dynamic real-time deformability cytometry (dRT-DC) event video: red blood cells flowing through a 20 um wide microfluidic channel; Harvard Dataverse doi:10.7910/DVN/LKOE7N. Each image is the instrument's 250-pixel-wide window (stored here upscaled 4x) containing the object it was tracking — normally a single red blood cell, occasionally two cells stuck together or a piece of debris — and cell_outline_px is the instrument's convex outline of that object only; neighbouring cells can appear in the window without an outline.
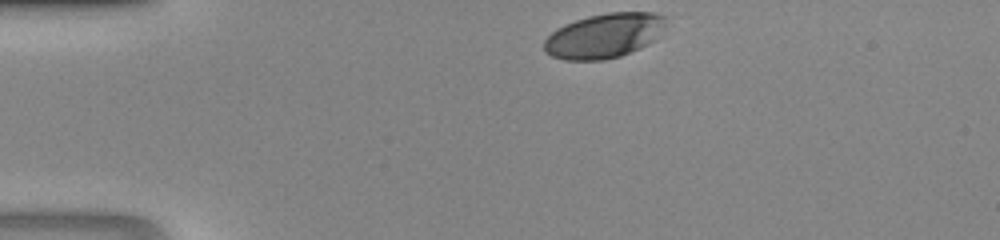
{"species": "human", "species_latin": "Homo sapiens", "temperature_condition": "room temperature", "stored_images_in_passage": 28, "camera_frame_rate_fps": 3000, "um_per_image_px": 0.085, "donor": {"sex": "male"}, "frame": {"image": 1, "passage_image": 1, "time_ms": 0.0, "image_size_px": [1000, 240], "cell_outline_px": [[668, 24], [656, 40], [640, 48], [620, 56], [604, 60], [564, 60], [552, 56], [544, 52], [544, 40], [556, 28], [564, 24], [588, 16], [608, 12], [652, 12], [668, 16]], "centroid_in_image_um": [51.41, 3.02], "position_along_channel_um": 33.6, "area_um2": 32.19}}
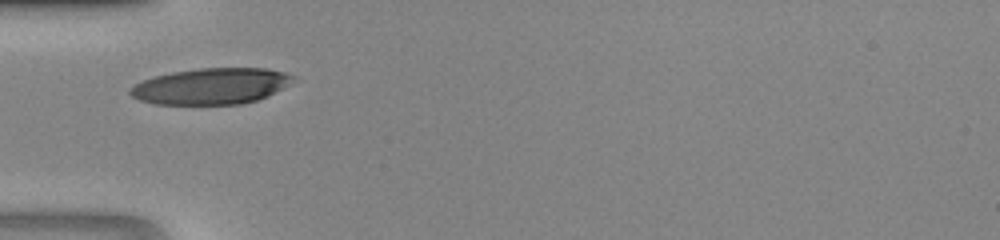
{"frame": {"image": 2, "passage_image": 7, "time_ms": 2.0, "image_size_px": [1000, 240], "cell_outline_px": [[296, 80], [268, 96], [256, 100], [240, 104], [152, 104], [140, 100], [132, 96], [128, 92], [128, 88], [144, 80], [156, 76], [172, 72], [200, 68], [264, 68], [284, 72], [292, 76]], "centroid_in_image_um": [17.93, 7.33], "position_along_channel_um": 67.1, "area_um2": 34.16}}
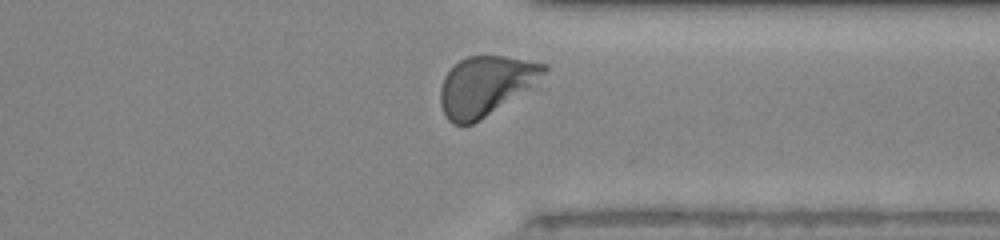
{"frame": {"image": 3, "passage_image": 27, "time_ms": 8.667, "image_size_px": [1000, 240], "cell_outline_px": [[548, 68], [532, 84], [480, 120], [472, 124], [452, 124], [448, 120], [440, 104], [440, 88], [444, 76], [460, 60], [468, 56], [504, 56], [548, 64]], "centroid_in_image_um": [41.2, 7.28], "position_along_channel_um": 370.2, "area_um2": 34.85}}